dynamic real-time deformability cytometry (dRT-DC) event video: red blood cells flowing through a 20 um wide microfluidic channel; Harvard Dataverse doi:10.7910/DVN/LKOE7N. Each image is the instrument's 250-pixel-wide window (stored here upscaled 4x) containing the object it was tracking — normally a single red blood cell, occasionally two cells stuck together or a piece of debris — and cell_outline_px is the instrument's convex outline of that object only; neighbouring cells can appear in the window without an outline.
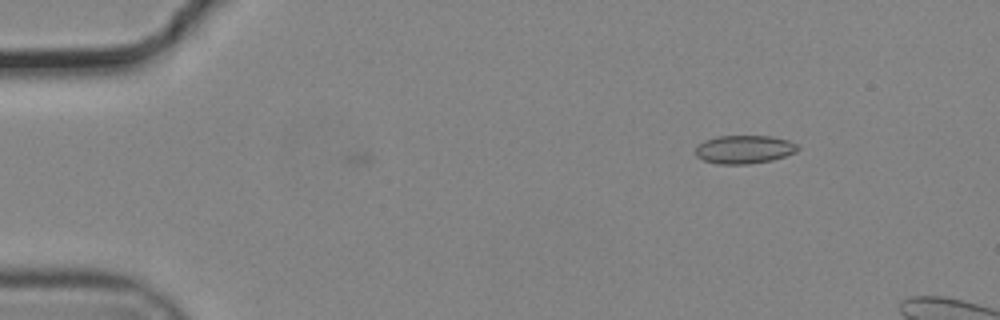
{"species": "common noctule bat (a hibernating species)", "species_latin": "Nyctalus noctula", "temperature_condition": "cold", "stored_images_in_passage": 8, "camera_frame_rate_fps": 3000, "um_per_image_px": 0.085, "animal": {"sex": "male", "body_mass_g": 19.2, "forearm_length_mm": 51.8}, "frame": {"image": 1, "passage_image": 1, "time_ms": 0.0, "image_size_px": [1000, 320], "cell_outline_px": [[800, 148], [796, 152], [772, 160], [748, 164], [720, 164], [704, 160], [696, 156], [696, 148], [704, 140], [716, 136], [772, 136], [788, 140], [796, 144]], "centroid_in_image_um": [63.27, 12.69], "position_along_channel_um": 21.7, "area_um2": 16.82}}